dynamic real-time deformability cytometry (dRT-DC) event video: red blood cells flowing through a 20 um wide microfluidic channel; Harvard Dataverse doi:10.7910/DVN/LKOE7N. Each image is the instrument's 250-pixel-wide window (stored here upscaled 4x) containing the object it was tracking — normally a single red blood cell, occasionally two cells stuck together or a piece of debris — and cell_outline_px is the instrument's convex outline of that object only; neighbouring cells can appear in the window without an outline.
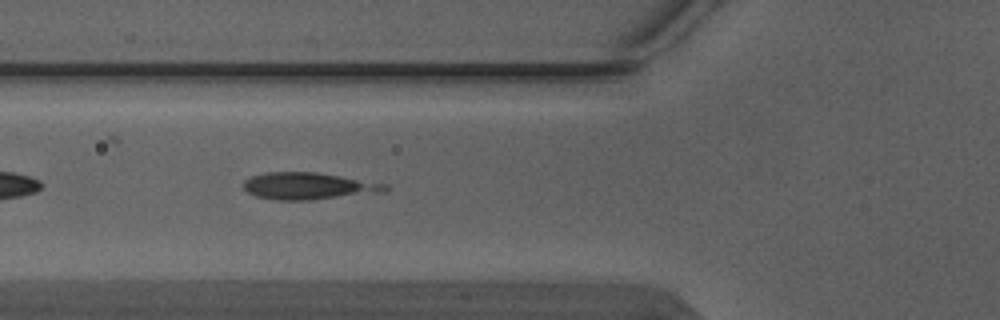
{"species": "Egyptian fruit bat (a non-hibernating species)", "species_latin": "Rousettus aegyptiacus", "temperature_condition": "warm", "stored_images_in_passage": 4, "camera_frame_rate_fps": 3000, "um_per_image_px": 0.085, "animal": {"sex": "male"}, "frame": {"image": 1, "passage_image": 4, "time_ms": 1.0, "image_size_px": [1000, 320], "cell_outline_px": [[388, 192], [308, 200], [276, 200], [256, 196], [248, 192], [244, 188], [244, 180], [252, 176], [268, 172], [316, 172], [388, 184]], "centroid_in_image_um": [26.25, 15.82], "position_along_channel_um": 99.6, "area_um2": 22.2}}